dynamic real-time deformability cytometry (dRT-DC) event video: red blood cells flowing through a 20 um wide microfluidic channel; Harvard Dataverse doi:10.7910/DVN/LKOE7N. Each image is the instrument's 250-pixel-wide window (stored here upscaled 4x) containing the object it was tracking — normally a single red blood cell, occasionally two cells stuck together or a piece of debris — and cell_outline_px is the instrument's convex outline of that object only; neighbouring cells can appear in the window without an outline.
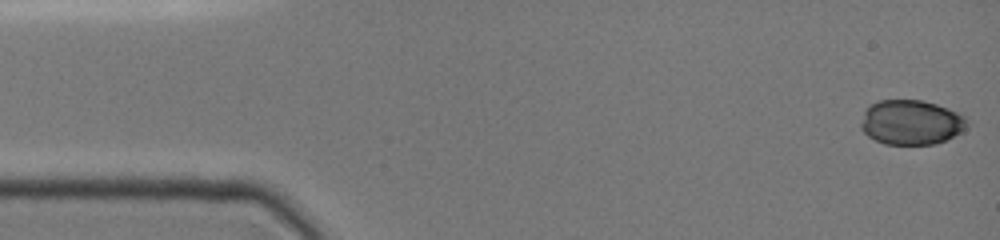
{"species": "common noctule bat (a hibernating species)", "species_latin": "Nyctalus noctula", "temperature_condition": "cold", "stored_images_in_passage": 21, "camera_frame_rate_fps": 3000, "um_per_image_px": 0.085, "animal": {"sex": "female", "body_mass_g": 19.0, "forearm_length_mm": 51.5}, "frame": {"image": 1, "passage_image": 1, "time_ms": 0.0, "image_size_px": [1000, 240], "cell_outline_px": [[968, 128], [964, 132], [936, 144], [884, 144], [868, 136], [860, 128], [860, 124], [864, 112], [868, 104], [880, 100], [924, 100], [948, 108], [964, 116], [968, 120]], "centroid_in_image_um": [77.46, 10.4], "position_along_channel_um": 7.5, "area_um2": 28.03}}
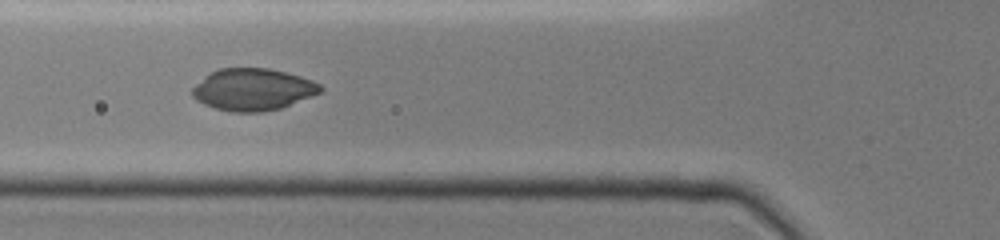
{"frame": {"image": 2, "passage_image": 6, "time_ms": 5.333, "image_size_px": [1000, 240], "cell_outline_px": [[324, 88], [320, 92], [280, 108], [260, 112], [236, 112], [216, 108], [204, 104], [196, 100], [192, 96], [192, 88], [204, 76], [220, 68], [268, 68], [300, 76], [312, 80], [320, 84]], "centroid_in_image_um": [21.47, 7.6], "position_along_channel_um": 104.3, "area_um2": 30.98}}
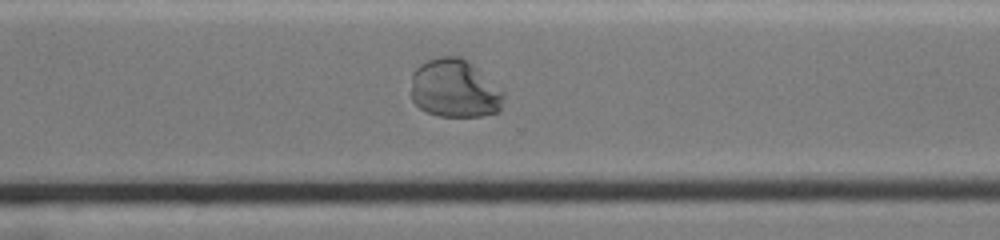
{"frame": {"image": 3, "passage_image": 15, "time_ms": 11.0, "image_size_px": [1000, 240], "cell_outline_px": [[504, 96], [500, 112], [484, 116], [440, 116], [428, 112], [420, 108], [412, 100], [412, 72], [420, 64], [428, 60], [440, 56], [460, 56], [468, 60], [504, 92]], "centroid_in_image_um": [38.65, 7.53], "position_along_channel_um": 331.9, "area_um2": 31.56}}